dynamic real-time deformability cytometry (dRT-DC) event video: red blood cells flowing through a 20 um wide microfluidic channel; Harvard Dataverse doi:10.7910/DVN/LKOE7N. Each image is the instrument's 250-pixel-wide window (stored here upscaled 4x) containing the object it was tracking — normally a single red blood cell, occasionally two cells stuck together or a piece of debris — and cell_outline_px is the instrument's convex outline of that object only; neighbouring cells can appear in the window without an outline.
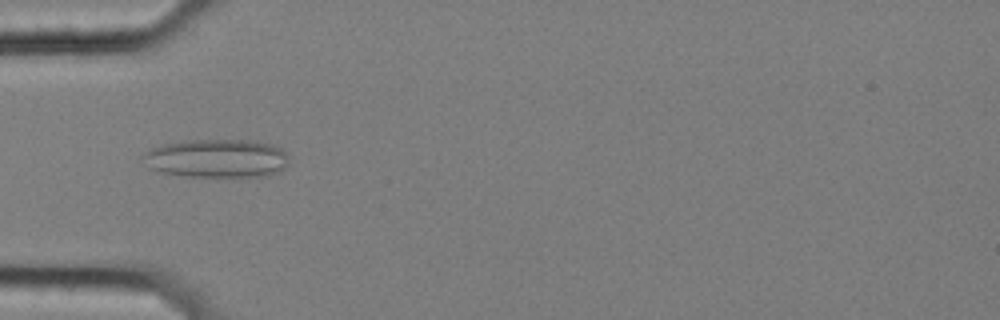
{"species": "common noctule bat (a hibernating species)", "species_latin": "Nyctalus noctula", "temperature_condition": "cold", "stored_images_in_passage": 58, "camera_frame_rate_fps": 3000, "um_per_image_px": 0.085, "animal": {"sex": "female", "body_mass_g": 25.1}, "frame": {"image": 1, "passage_image": 19, "time_ms": 6.0, "image_size_px": [1000, 320], "cell_outline_px": [[288, 164], [280, 172], [268, 176], [184, 176], [156, 172], [148, 168], [140, 156], [152, 148], [164, 144], [184, 140], [256, 140], [272, 144], [280, 148], [288, 156]], "centroid_in_image_um": [18.41, 13.46], "position_along_channel_um": 66.6, "area_um2": 33.18}}
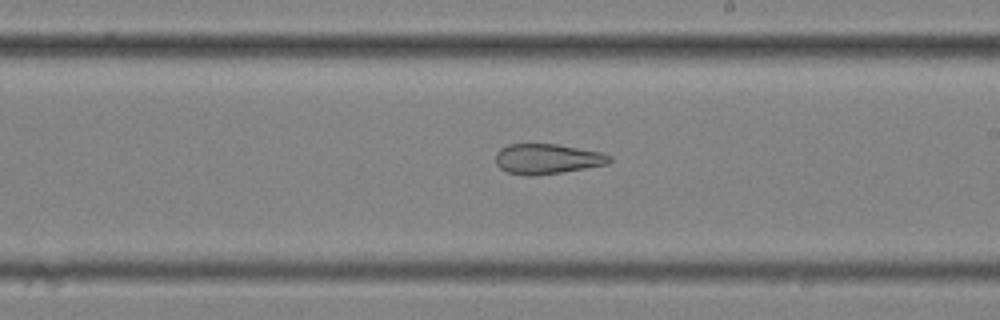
{"frame": {"image": 2, "passage_image": 34, "time_ms": 11.0, "image_size_px": [1000, 320], "cell_outline_px": [[612, 160], [608, 164], [560, 172], [532, 176], [524, 176], [508, 172], [500, 168], [496, 164], [496, 152], [500, 148], [508, 144], [556, 144], [600, 152], [612, 156]], "centroid_in_image_um": [46.48, 13.5], "position_along_channel_um": 242.5, "area_um2": 19.94}}
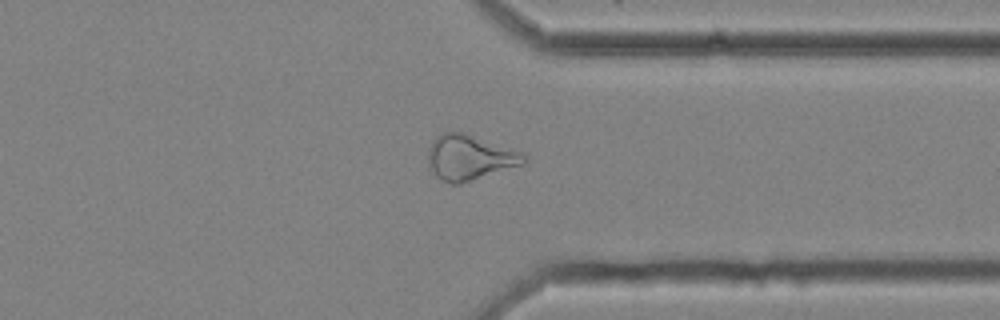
{"frame": {"image": 3, "passage_image": 45, "time_ms": 14.667, "image_size_px": [1000, 320], "cell_outline_px": [[528, 160], [524, 164], [460, 184], [452, 184], [440, 180], [436, 176], [428, 164], [428, 148], [432, 140], [436, 136], [444, 132], [460, 132], [512, 148], [524, 152]], "centroid_in_image_um": [39.92, 13.4], "position_along_channel_um": 371.5, "area_um2": 25.26}, "authors_computed_cell_mechanics": {"area_um2": 27.2238, "velocity_mm_per_s": 3.5321, "shape_relaxation_time_tau1_ms": null, "shape_relaxation_time_tau2_ms": 3.6043, "deformation_change_tau1": null, "deformation_change_tau2": 0.1286}}